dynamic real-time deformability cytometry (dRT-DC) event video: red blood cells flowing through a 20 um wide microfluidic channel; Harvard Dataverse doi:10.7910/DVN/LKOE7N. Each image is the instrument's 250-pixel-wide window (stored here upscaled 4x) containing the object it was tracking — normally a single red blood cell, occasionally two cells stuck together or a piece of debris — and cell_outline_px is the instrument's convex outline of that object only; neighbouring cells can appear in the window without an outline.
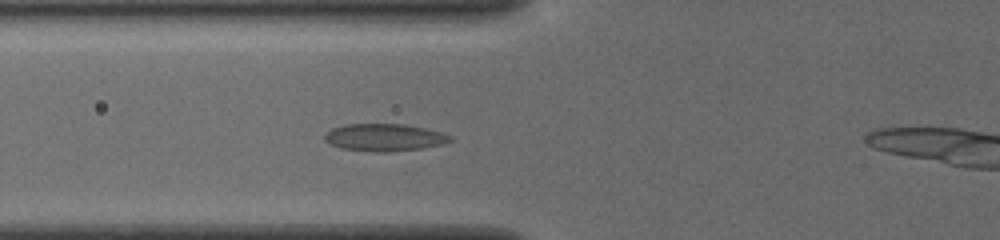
{"species": "common noctule bat (a hibernating species)", "species_latin": "Nyctalus noctula", "temperature_condition": "cold", "stored_images_in_passage": 44, "camera_frame_rate_fps": 3000, "um_per_image_px": 0.085, "animal": {"sex": "female", "body_mass_g": 19.5, "forearm_length_mm": 54.1}, "frame": {"image": 1, "passage_image": 15, "time_ms": 4.667, "image_size_px": [1000, 240], "cell_outline_px": [[452, 140], [444, 144], [424, 148], [388, 152], [372, 152], [340, 148], [324, 140], [324, 136], [332, 128], [348, 124], [404, 124], [444, 132], [452, 136]], "centroid_in_image_um": [32.72, 11.69], "position_along_channel_um": 93.1, "area_um2": 20.11}}
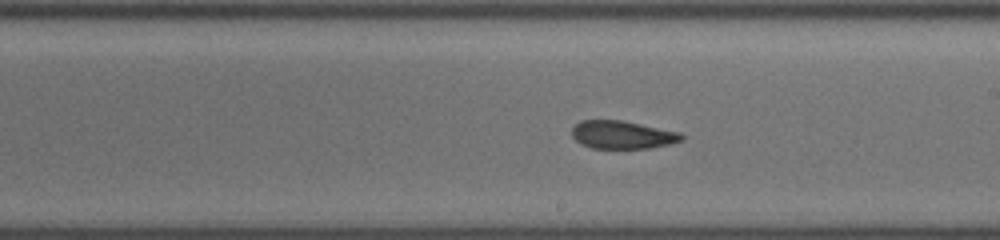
{"frame": {"image": 2, "passage_image": 26, "time_ms": 8.333, "image_size_px": [1000, 240], "cell_outline_px": [[684, 140], [652, 148], [592, 148], [580, 144], [572, 136], [572, 128], [580, 120], [620, 120], [680, 132], [684, 136]], "centroid_in_image_um": [52.89, 11.46], "position_along_channel_um": 236.1, "area_um2": 17.86}}
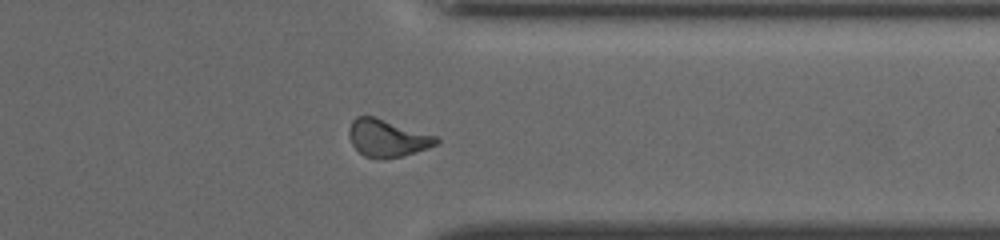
{"frame": {"image": 3, "passage_image": 37, "time_ms": 12.0, "image_size_px": [1000, 240], "cell_outline_px": [[440, 140], [436, 144], [428, 148], [416, 152], [384, 160], [380, 160], [364, 156], [352, 144], [348, 136], [348, 128], [352, 120], [356, 116], [372, 116], [436, 136]], "centroid_in_image_um": [32.88, 11.76], "position_along_channel_um": 378.5, "area_um2": 18.9}}